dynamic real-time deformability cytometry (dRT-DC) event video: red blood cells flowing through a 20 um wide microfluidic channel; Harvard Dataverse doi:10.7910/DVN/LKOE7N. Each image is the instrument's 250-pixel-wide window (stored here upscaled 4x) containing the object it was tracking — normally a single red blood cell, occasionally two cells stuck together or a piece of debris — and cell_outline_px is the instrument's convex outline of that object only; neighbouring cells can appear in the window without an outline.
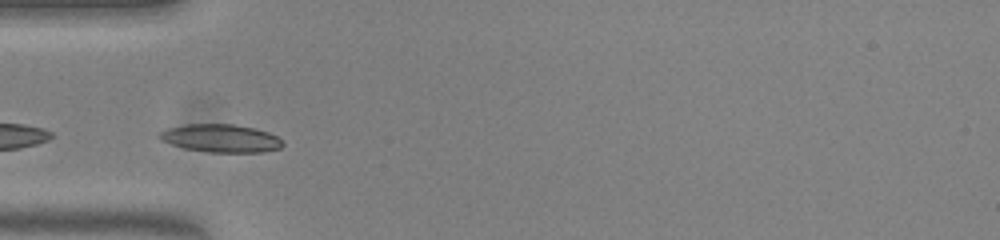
{"species": "common noctule bat (a hibernating species)", "species_latin": "Nyctalus noctula", "temperature_condition": "warm", "stored_images_in_passage": 24, "camera_frame_rate_fps": 3000, "um_per_image_px": 0.085, "animal": {"sex": "female", "body_mass_g": 23.0, "forearm_length_mm": 53.4}, "frame": {"image": 1, "passage_image": 1, "time_ms": 0.0, "image_size_px": [1000, 240], "cell_outline_px": [[284, 144], [280, 148], [264, 152], [208, 152], [184, 148], [160, 140], [156, 136], [160, 132], [168, 128], [184, 124], [232, 124], [256, 128], [268, 132], [284, 140]], "centroid_in_image_um": [18.78, 11.75], "position_along_channel_um": 66.2, "area_um2": 20.23}}
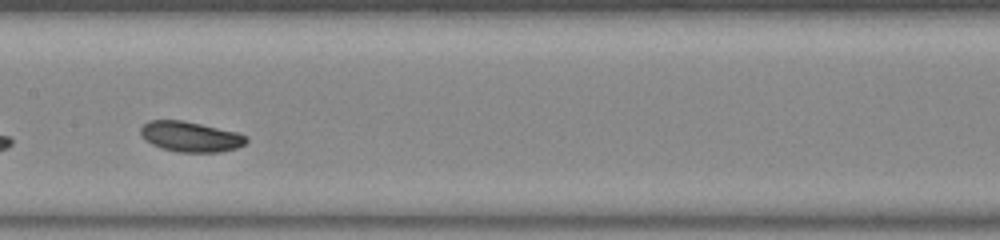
{"frame": {"image": 2, "passage_image": 11, "time_ms": 3.333, "image_size_px": [1000, 240], "cell_outline_px": [[248, 140], [244, 144], [236, 148], [220, 152], [176, 152], [160, 148], [152, 144], [140, 132], [140, 128], [148, 120], [180, 120], [200, 124], [236, 132], [248, 136]], "centroid_in_image_um": [16.2, 11.62], "position_along_channel_um": 191.2, "area_um2": 18.5}}
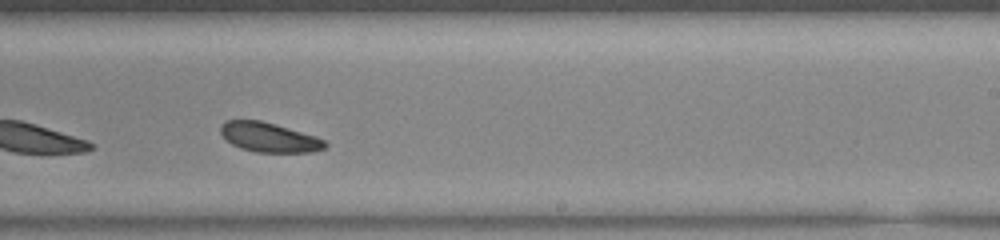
{"frame": {"image": 3, "passage_image": 17, "time_ms": 5.333, "image_size_px": [1000, 240], "cell_outline_px": [[328, 144], [324, 148], [312, 152], [256, 152], [240, 148], [232, 144], [220, 132], [220, 124], [224, 120], [260, 120], [316, 136], [324, 140]], "centroid_in_image_um": [22.86, 11.67], "position_along_channel_um": 266.1, "area_um2": 17.86}}